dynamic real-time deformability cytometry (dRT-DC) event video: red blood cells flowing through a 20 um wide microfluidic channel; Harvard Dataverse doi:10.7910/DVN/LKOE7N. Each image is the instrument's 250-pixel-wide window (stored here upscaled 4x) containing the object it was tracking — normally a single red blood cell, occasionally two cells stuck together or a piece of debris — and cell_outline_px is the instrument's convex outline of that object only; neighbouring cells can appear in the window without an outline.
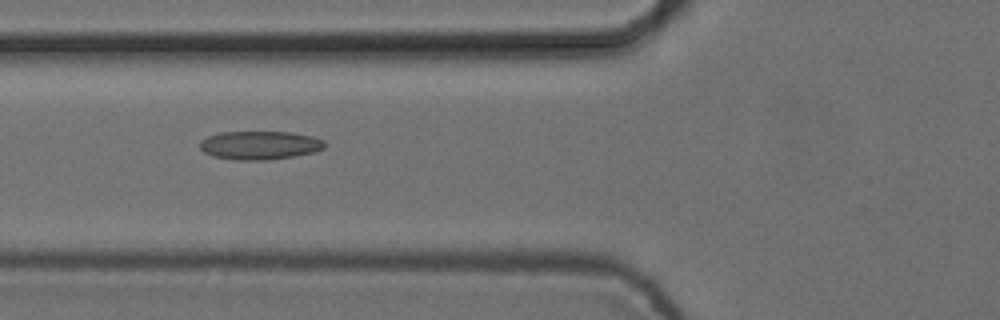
{"species": "common noctule bat (a hibernating species)", "species_latin": "Nyctalus noctula", "temperature_condition": "cold", "stored_images_in_passage": 6, "camera_frame_rate_fps": 3000, "um_per_image_px": 0.085, "animal": {"sex": "female", "body_mass_g": 24.6, "forearm_length_mm": 56.2}, "frame": {"image": 1, "passage_image": 6, "time_ms": 1.667, "image_size_px": [1000, 320], "cell_outline_px": [[324, 148], [312, 152], [292, 156], [268, 160], [240, 160], [212, 156], [204, 152], [200, 148], [200, 140], [208, 136], [220, 132], [292, 132], [312, 136], [324, 140]], "centroid_in_image_um": [22.05, 12.34], "position_along_channel_um": 103.7, "area_um2": 20.63}}